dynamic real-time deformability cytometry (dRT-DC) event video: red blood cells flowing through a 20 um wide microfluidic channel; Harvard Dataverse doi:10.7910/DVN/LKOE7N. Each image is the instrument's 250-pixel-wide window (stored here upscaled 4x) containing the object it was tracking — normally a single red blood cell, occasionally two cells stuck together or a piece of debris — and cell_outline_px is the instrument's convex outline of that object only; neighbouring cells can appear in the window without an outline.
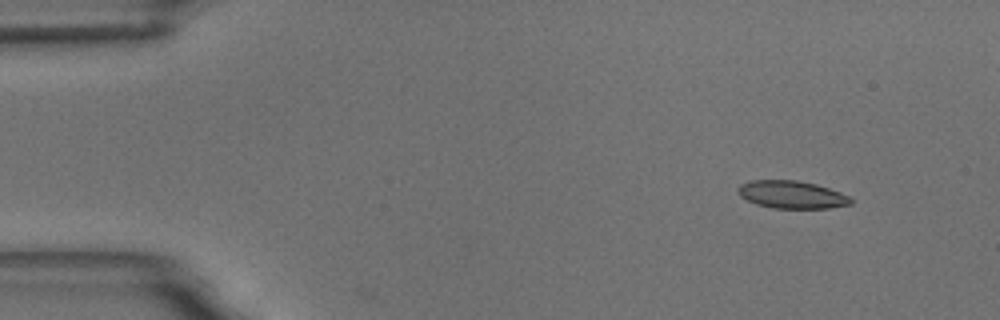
{"species": "common noctule bat (a hibernating species)", "species_latin": "Nyctalus noctula", "temperature_condition": "room temperature", "stored_images_in_passage": 4, "camera_frame_rate_fps": 3000, "um_per_image_px": 0.085, "animal": {"sex": "male", "body_mass_g": 18.8}, "frame": {"image": 1, "passage_image": 1, "time_ms": 0.0, "image_size_px": [1000, 320], "cell_outline_px": [[852, 204], [828, 208], [772, 208], [756, 204], [740, 196], [736, 192], [736, 188], [740, 184], [752, 180], [796, 180], [816, 184], [840, 192], [848, 196], [852, 200]], "centroid_in_image_um": [67.26, 16.54], "position_along_channel_um": 17.7, "area_um2": 18.21}}
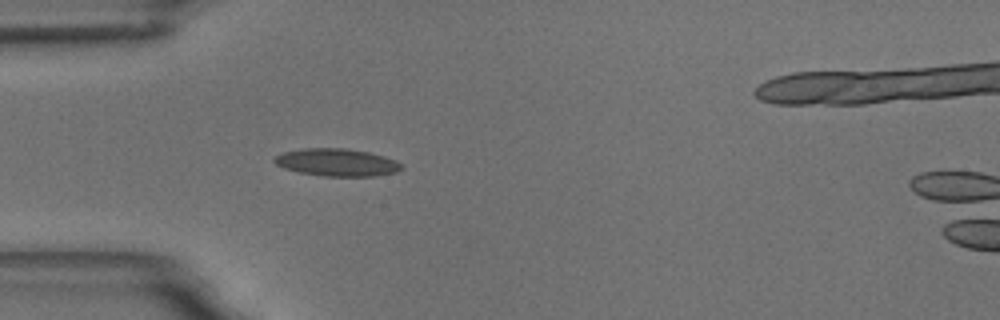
{"frame": {"image": 2, "passage_image": 4, "time_ms": 3.667, "image_size_px": [1000, 320], "cell_outline_px": [[404, 168], [396, 172], [376, 176], [324, 176], [300, 172], [284, 168], [276, 164], [272, 160], [276, 156], [284, 152], [304, 148], [344, 148], [368, 152], [384, 156], [396, 160], [404, 164]], "centroid_in_image_um": [28.68, 13.8], "position_along_channel_um": 56.3, "area_um2": 20.4}}